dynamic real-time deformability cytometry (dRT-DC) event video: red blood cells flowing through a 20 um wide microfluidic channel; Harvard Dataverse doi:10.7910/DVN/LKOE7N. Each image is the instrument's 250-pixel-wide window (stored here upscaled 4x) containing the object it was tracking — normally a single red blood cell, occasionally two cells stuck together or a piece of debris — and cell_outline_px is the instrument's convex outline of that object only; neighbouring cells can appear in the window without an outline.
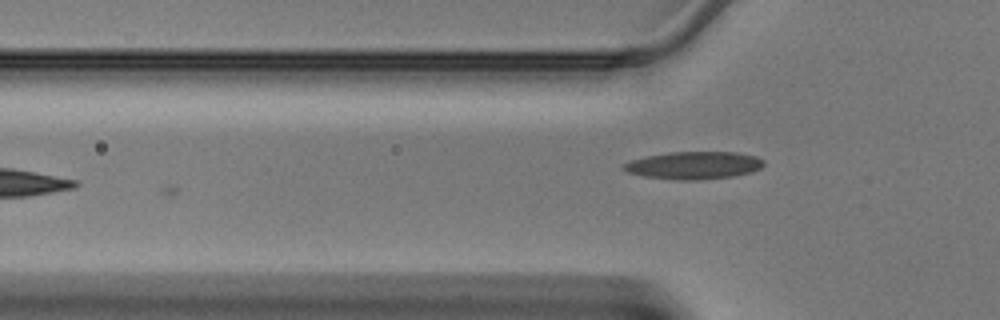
{"species": "Egyptian fruit bat (a non-hibernating species)", "species_latin": "Rousettus aegyptiacus", "temperature_condition": "warm", "stored_images_in_passage": 3, "camera_frame_rate_fps": 3000, "um_per_image_px": 0.085, "animal": {"sex": "male"}, "frame": {"image": 1, "passage_image": 3, "time_ms": 0.667, "image_size_px": [1000, 320], "cell_outline_px": [[764, 164], [760, 168], [752, 172], [732, 176], [692, 180], [680, 180], [644, 176], [628, 172], [620, 168], [624, 164], [632, 160], [644, 156], [668, 152], [736, 152], [756, 156], [764, 160]], "centroid_in_image_um": [58.97, 14.04], "position_along_channel_um": 66.8, "area_um2": 22.43}}